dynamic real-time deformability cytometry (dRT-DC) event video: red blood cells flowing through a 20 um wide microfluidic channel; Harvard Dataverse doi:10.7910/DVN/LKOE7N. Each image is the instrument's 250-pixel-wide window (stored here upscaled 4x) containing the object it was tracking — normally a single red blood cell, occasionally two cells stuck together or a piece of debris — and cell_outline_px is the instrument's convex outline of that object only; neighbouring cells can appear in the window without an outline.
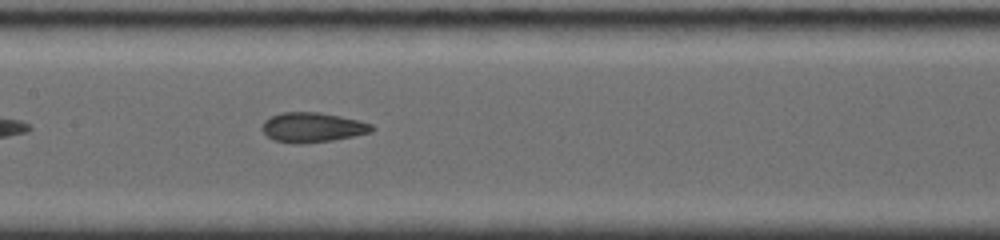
{"species": "common noctule bat (a hibernating species)", "species_latin": "Nyctalus noctula", "temperature_condition": "room temperature", "stored_images_in_passage": 12, "camera_frame_rate_fps": 4000, "um_per_image_px": 0.085, "animal": {"sex": "female", "body_mass_g": 19.0, "forearm_length_mm": 56.7}, "frame": {"image": 1, "passage_image": 9, "time_ms": 5.0, "image_size_px": [1000, 240], "cell_outline_px": [[376, 128], [372, 132], [332, 140], [304, 144], [296, 144], [272, 140], [260, 128], [264, 120], [280, 112], [320, 112], [360, 120], [372, 124]], "centroid_in_image_um": [26.56, 10.82], "position_along_channel_um": 180.8, "area_um2": 19.25}}
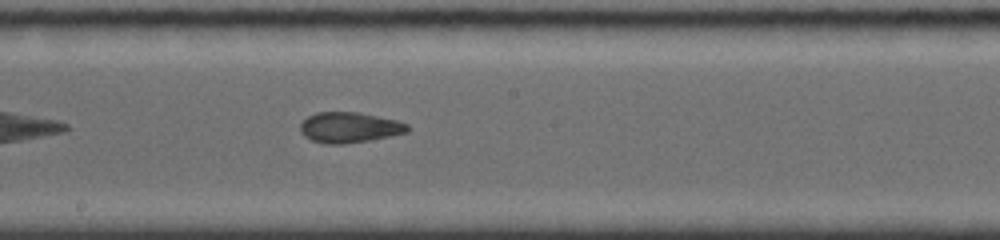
{"frame": {"image": 2, "passage_image": 10, "time_ms": 6.0, "image_size_px": [1000, 240], "cell_outline_px": [[408, 132], [368, 140], [344, 144], [324, 144], [312, 140], [304, 136], [300, 132], [300, 124], [308, 116], [316, 112], [356, 112], [396, 120], [408, 124]], "centroid_in_image_um": [29.65, 10.83], "position_along_channel_um": 218.5, "area_um2": 18.9}}